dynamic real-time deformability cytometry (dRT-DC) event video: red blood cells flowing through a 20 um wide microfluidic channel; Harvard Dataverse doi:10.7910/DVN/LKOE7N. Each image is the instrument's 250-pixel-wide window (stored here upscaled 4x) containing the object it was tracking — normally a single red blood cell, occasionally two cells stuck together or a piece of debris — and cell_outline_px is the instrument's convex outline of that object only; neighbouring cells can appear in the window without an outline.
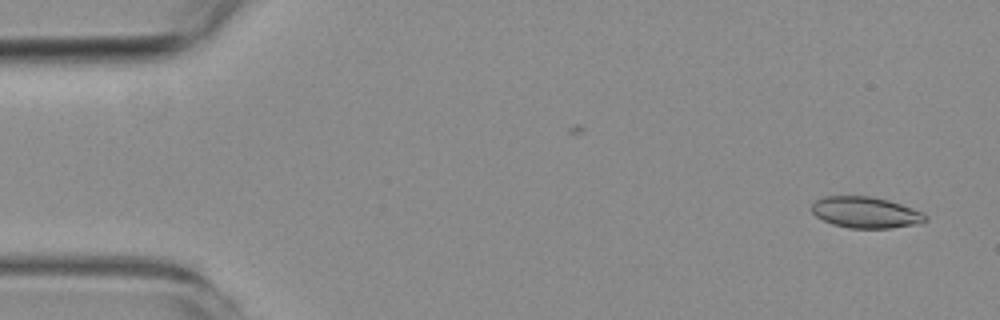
{"species": "common noctule bat (a hibernating species)", "species_latin": "Nyctalus noctula", "temperature_condition": "room temperature", "stored_images_in_passage": 3, "camera_frame_rate_fps": 3000, "um_per_image_px": 0.085, "animal": {"sex": "female", "body_mass_g": 19.3, "forearm_length_mm": 54.1}, "frame": {"image": 1, "passage_image": 1, "time_ms": 0.0, "image_size_px": [1000, 320], "cell_outline_px": [[928, 220], [920, 224], [888, 228], [848, 228], [832, 224], [816, 216], [812, 212], [812, 204], [816, 200], [824, 196], [868, 196], [888, 200], [900, 204], [920, 212], [928, 216]], "centroid_in_image_um": [73.57, 18.06], "position_along_channel_um": 11.4, "area_um2": 20.58}}